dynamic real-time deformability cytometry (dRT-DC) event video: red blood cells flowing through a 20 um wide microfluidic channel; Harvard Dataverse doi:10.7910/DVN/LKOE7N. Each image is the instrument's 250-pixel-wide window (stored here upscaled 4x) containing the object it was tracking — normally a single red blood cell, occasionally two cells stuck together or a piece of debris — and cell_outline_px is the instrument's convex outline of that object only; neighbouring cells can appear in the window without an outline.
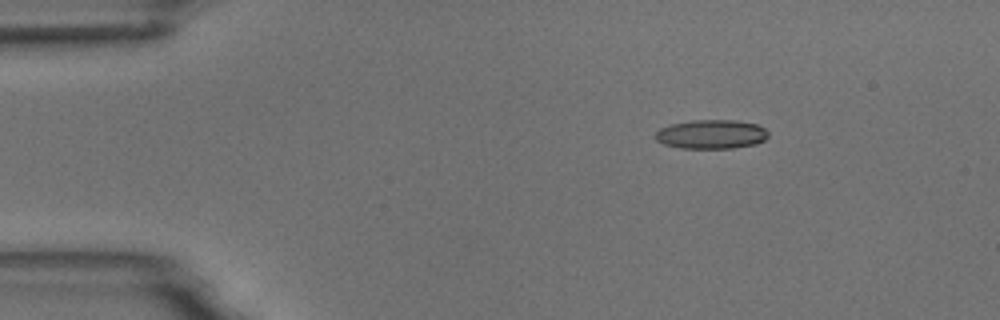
{"species": "common noctule bat (a hibernating species)", "species_latin": "Nyctalus noctula", "temperature_condition": "room temperature", "stored_images_in_passage": 5, "camera_frame_rate_fps": 3000, "um_per_image_px": 0.085, "animal": {"sex": "male", "body_mass_g": 18.8}, "frame": {"image": 1, "passage_image": 3, "time_ms": 2.333, "image_size_px": [1000, 320], "cell_outline_px": [[768, 136], [764, 140], [756, 144], [732, 148], [680, 148], [664, 144], [656, 140], [652, 136], [660, 128], [672, 124], [692, 120], [736, 120], [756, 124], [764, 128], [768, 132]], "centroid_in_image_um": [60.44, 11.41], "position_along_channel_um": 24.6, "area_um2": 19.19}}